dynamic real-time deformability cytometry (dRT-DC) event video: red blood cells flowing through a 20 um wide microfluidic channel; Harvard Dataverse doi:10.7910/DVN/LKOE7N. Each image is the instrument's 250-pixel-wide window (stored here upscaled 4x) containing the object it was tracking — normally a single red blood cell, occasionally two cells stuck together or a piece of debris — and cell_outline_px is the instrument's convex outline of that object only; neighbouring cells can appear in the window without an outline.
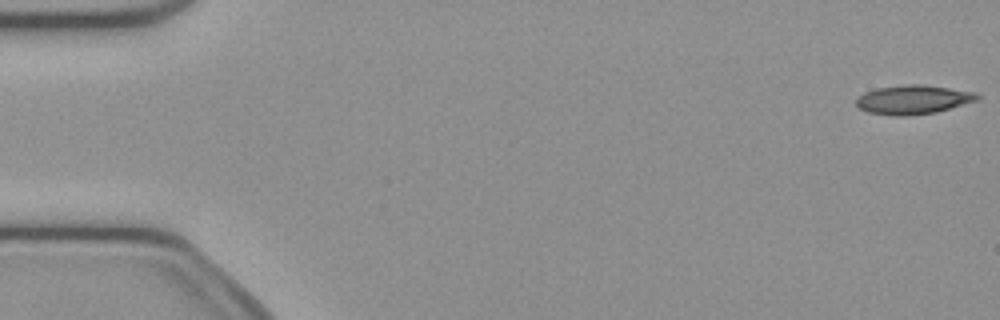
{"species": "common noctule bat (a hibernating species)", "species_latin": "Nyctalus noctula", "temperature_condition": "cold", "stored_images_in_passage": 50, "camera_frame_rate_fps": 3000, "um_per_image_px": 0.085, "animal": {"sex": "female", "body_mass_g": 21.9}, "frame": {"image": 1, "passage_image": 1, "time_ms": 0.0, "image_size_px": [1000, 320], "cell_outline_px": [[980, 100], [936, 112], [908, 116], [892, 116], [868, 112], [860, 108], [856, 104], [856, 96], [864, 92], [876, 88], [904, 84], [924, 84], [976, 92], [980, 96]], "centroid_in_image_um": [77.62, 8.46], "position_along_channel_um": 7.4, "area_um2": 20.81}}
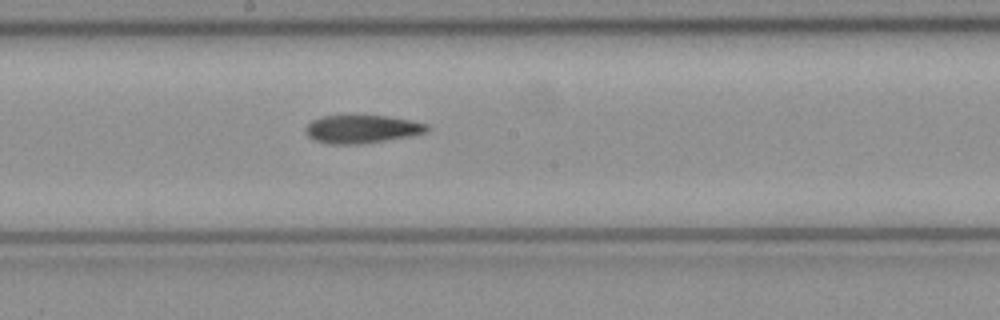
{"frame": {"image": 2, "passage_image": 28, "time_ms": 9.0, "image_size_px": [1000, 320], "cell_outline_px": [[432, 128], [428, 132], [412, 136], [356, 144], [332, 144], [316, 140], [308, 136], [304, 132], [304, 128], [312, 120], [320, 116], [388, 116], [412, 120], [428, 124]], "centroid_in_image_um": [30.8, 10.96], "position_along_channel_um": 217.4, "area_um2": 19.94}}
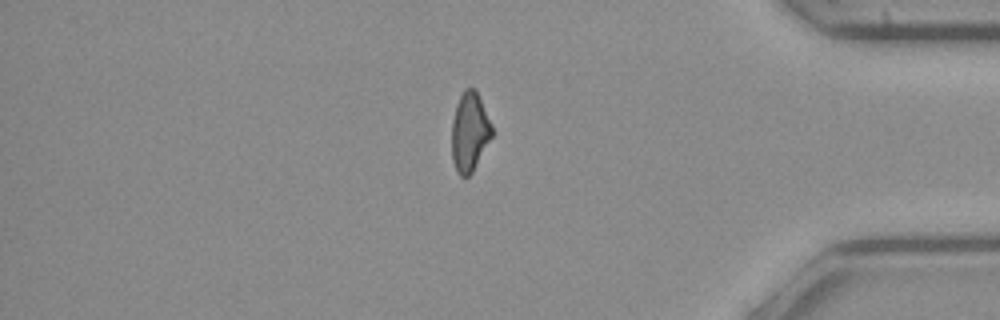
{"frame": {"image": 3, "passage_image": 44, "time_ms": 14.333, "image_size_px": [1000, 320], "cell_outline_px": [[492, 136], [472, 172], [468, 176], [460, 176], [456, 172], [452, 160], [452, 120], [456, 104], [464, 88], [476, 88], [492, 124]], "centroid_in_image_um": [39.91, 11.19], "position_along_channel_um": 395.3, "area_um2": 18.61}}